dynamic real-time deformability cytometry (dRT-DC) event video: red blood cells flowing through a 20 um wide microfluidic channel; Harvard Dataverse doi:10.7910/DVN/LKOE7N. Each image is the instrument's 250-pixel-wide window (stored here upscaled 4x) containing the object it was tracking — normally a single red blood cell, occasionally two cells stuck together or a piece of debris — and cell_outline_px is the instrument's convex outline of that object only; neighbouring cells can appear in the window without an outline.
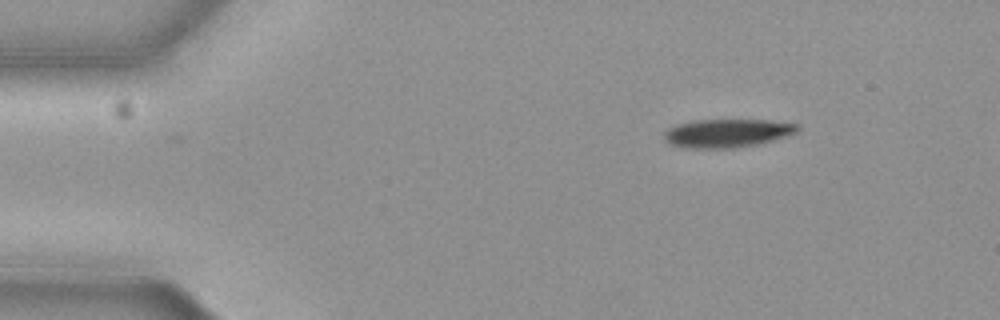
{"species": "common noctule bat (a hibernating species)", "species_latin": "Nyctalus noctula", "temperature_condition": "cold", "stored_images_in_passage": 2, "camera_frame_rate_fps": 3000, "um_per_image_px": 0.085, "animal": {"sex": "female", "body_mass_g": 19.3, "forearm_length_mm": 54.1}, "frame": {"image": 1, "passage_image": 1, "time_ms": 0.0, "image_size_px": [1000, 320], "cell_outline_px": [[800, 128], [796, 132], [788, 136], [756, 144], [732, 148], [688, 148], [668, 144], [664, 140], [664, 132], [668, 128], [676, 124], [696, 120], [768, 120], [800, 124]], "centroid_in_image_um": [61.79, 11.31], "position_along_channel_um": 23.2, "area_um2": 22.14}}